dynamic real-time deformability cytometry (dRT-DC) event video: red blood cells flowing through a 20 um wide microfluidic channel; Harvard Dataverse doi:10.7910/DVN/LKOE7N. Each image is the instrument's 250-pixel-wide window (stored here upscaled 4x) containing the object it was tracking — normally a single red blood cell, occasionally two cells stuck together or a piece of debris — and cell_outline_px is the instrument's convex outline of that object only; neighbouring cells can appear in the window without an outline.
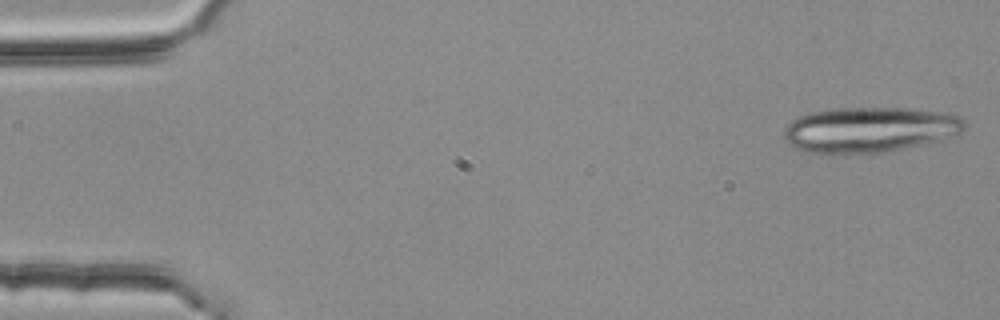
{"species": "common noctule bat (a hibernating species)", "species_latin": "Nyctalus noctula", "temperature_condition": "room temperature", "stored_images_in_passage": 18, "camera_frame_rate_fps": 3000, "um_per_image_px": 0.085, "animal": {"sex": "female", "body_mass_g": 25.1}, "frame": {"image": 1, "passage_image": 1, "time_ms": 0.0, "image_size_px": [1000, 320], "cell_outline_px": [[964, 128], [960, 132], [936, 140], [920, 144], [884, 152], [844, 156], [828, 156], [804, 152], [792, 148], [784, 140], [784, 128], [792, 120], [800, 116], [812, 112], [832, 108], [908, 108], [944, 112], [956, 116], [964, 120]], "centroid_in_image_um": [73.77, 11.06], "position_along_channel_um": 11.2, "area_um2": 48.44}}